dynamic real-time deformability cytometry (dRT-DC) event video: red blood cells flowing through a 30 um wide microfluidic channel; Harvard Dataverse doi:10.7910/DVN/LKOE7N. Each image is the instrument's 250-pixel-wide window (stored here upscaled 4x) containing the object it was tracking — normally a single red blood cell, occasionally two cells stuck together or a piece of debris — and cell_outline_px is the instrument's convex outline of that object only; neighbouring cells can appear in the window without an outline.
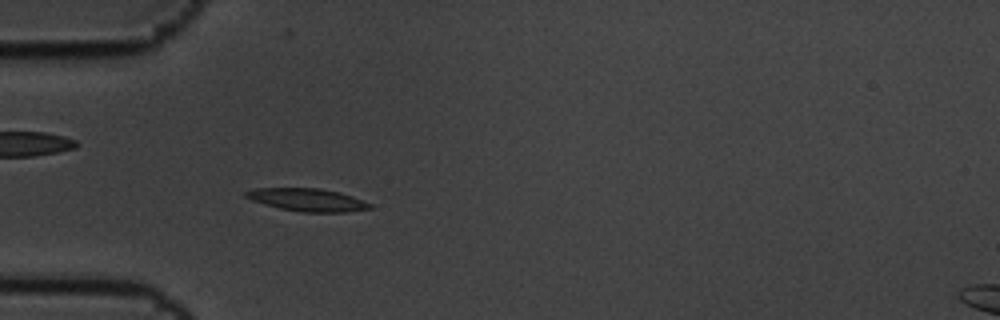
{"species": "common noctule bat (a hibernating species)", "species_latin": "Nyctalus noctula", "temperature_condition": "cold", "stored_images_in_passage": 4, "camera_frame_rate_fps": 3000, "um_per_image_px": 0.085, "animal": {"sex": "male", "body_mass_g": 19.5, "forearm_length_mm": 54.6}, "frame": {"image": 1, "passage_image": 4, "time_ms": 1.0, "image_size_px": [1000, 320], "cell_outline_px": [[372, 208], [348, 212], [300, 212], [280, 208], [264, 204], [252, 200], [244, 196], [244, 192], [256, 188], [320, 188], [352, 196], [372, 204]], "centroid_in_image_um": [26.12, 16.99], "position_along_channel_um": 58.9, "area_um2": 16.36}}